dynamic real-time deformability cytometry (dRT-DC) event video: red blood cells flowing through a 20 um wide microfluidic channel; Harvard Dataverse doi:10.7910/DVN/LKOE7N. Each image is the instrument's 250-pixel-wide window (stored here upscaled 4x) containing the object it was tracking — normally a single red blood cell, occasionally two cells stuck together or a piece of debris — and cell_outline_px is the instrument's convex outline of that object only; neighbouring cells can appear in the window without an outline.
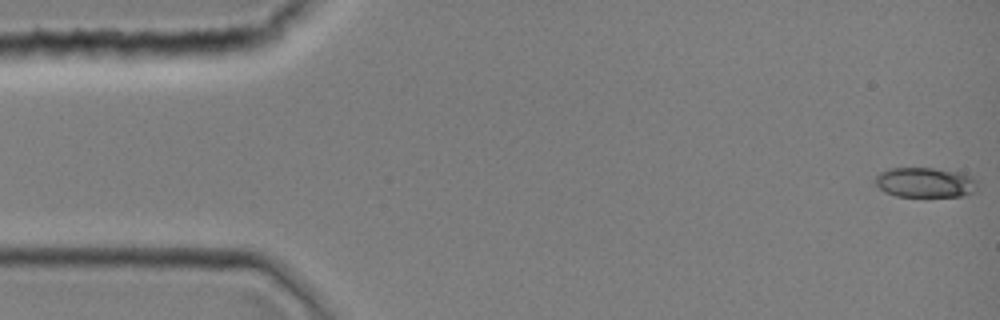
{"species": "common noctule bat (a hibernating species)", "species_latin": "Nyctalus noctula", "temperature_condition": "room temperature", "stored_images_in_passage": 43, "camera_frame_rate_fps": 3000, "um_per_image_px": 0.085, "animal": {"sex": "female", "body_mass_g": 19.0, "forearm_length_mm": 51.5}, "frame": {"image": 1, "passage_image": 1, "time_ms": 0.0, "image_size_px": [1000, 320], "cell_outline_px": [[976, 192], [960, 196], [896, 196], [884, 192], [872, 180], [880, 172], [888, 168], [932, 168], [960, 172], [972, 176], [976, 180]], "centroid_in_image_um": [78.62, 15.5], "position_along_channel_um": 6.4, "area_um2": 17.98}}
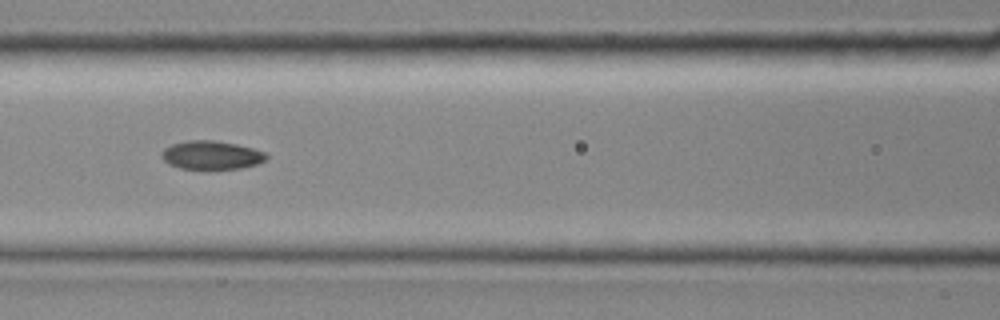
{"frame": {"image": 2, "passage_image": 19, "time_ms": 6.0, "image_size_px": [1000, 320], "cell_outline_px": [[268, 156], [264, 160], [256, 164], [240, 168], [180, 168], [168, 164], [160, 156], [160, 152], [164, 148], [172, 144], [188, 140], [216, 140], [236, 144], [252, 148], [264, 152]], "centroid_in_image_um": [17.92, 13.16], "position_along_channel_um": 148.7, "area_um2": 17.22}}
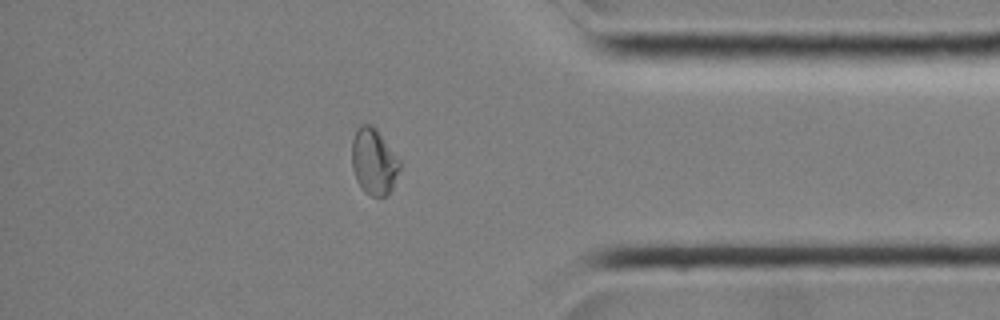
{"frame": {"image": 3, "passage_image": 37, "time_ms": 12.0, "image_size_px": [1000, 320], "cell_outline_px": [[400, 168], [392, 188], [384, 196], [372, 196], [364, 192], [356, 180], [352, 168], [352, 140], [356, 128], [360, 124], [372, 124], [376, 128], [400, 160]], "centroid_in_image_um": [31.75, 13.71], "position_along_channel_um": 403.4, "area_um2": 18.5}}